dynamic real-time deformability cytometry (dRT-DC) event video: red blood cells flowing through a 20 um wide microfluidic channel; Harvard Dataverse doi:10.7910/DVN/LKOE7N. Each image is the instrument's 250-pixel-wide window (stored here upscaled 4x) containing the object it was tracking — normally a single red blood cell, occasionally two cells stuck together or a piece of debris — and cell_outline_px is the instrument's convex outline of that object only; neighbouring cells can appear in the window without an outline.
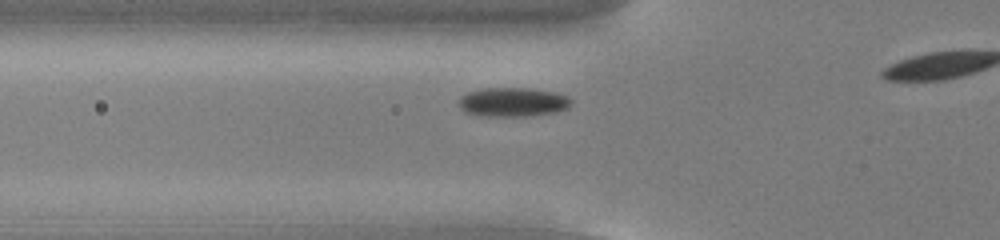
{"species": "common noctule bat (a hibernating species)", "species_latin": "Nyctalus noctula", "temperature_condition": "cold", "stored_images_in_passage": 24, "camera_frame_rate_fps": 3000, "um_per_image_px": 0.085, "animal": {"sex": "male", "body_mass_g": 13.0, "forearm_length_mm": 53.1}, "frame": {"image": 1, "passage_image": 12, "time_ms": 3.667, "image_size_px": [1000, 240], "cell_outline_px": [[572, 104], [568, 108], [556, 112], [532, 116], [480, 116], [464, 112], [456, 104], [460, 96], [468, 92], [484, 88], [532, 88], [552, 92], [568, 96], [572, 100]], "centroid_in_image_um": [43.56, 8.68], "position_along_channel_um": 82.2, "area_um2": 19.42}}
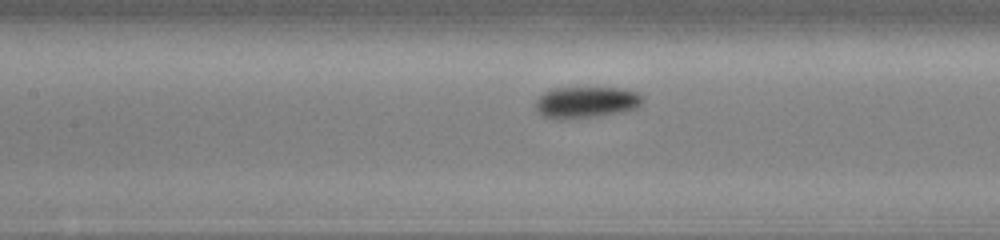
{"frame": {"image": 2, "passage_image": 18, "time_ms": 5.667, "image_size_px": [1000, 240], "cell_outline_px": [[644, 100], [636, 108], [600, 116], [560, 120], [556, 120], [544, 116], [536, 108], [536, 100], [544, 92], [552, 88], [624, 88], [640, 92]], "centroid_in_image_um": [49.84, 8.69], "position_along_channel_um": 157.6, "area_um2": 19.71}}
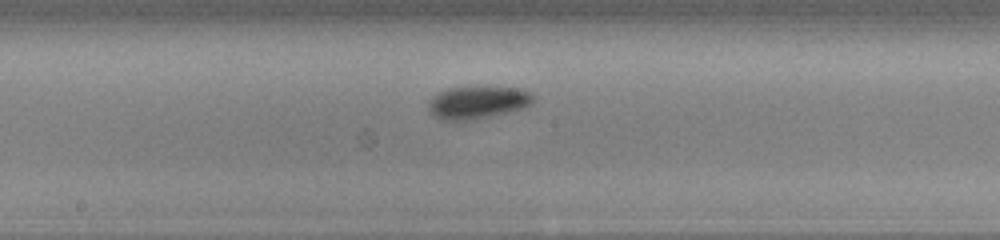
{"frame": {"image": 3, "passage_image": 22, "time_ms": 7.0, "image_size_px": [1000, 240], "cell_outline_px": [[536, 96], [532, 104], [524, 108], [472, 120], [444, 120], [436, 116], [428, 108], [428, 100], [432, 96], [444, 88], [520, 88]], "centroid_in_image_um": [40.6, 8.71], "position_along_channel_um": 207.6, "area_um2": 19.65}}